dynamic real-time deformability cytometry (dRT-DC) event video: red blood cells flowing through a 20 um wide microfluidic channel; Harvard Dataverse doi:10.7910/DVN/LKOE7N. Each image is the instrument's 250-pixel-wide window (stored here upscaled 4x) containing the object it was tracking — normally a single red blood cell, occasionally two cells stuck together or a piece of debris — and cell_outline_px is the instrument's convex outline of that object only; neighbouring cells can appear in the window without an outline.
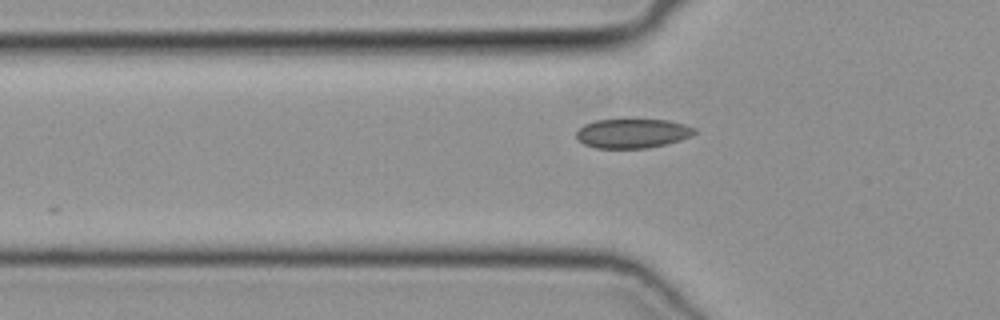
{"species": "common noctule bat (a hibernating species)", "species_latin": "Nyctalus noctula", "temperature_condition": "cold", "stored_images_in_passage": 9, "camera_frame_rate_fps": 3000, "um_per_image_px": 0.085, "animal": {"sex": "female", "body_mass_g": 19.3, "forearm_length_mm": 54.1}, "frame": {"image": 1, "passage_image": 3, "time_ms": 0.667, "image_size_px": [1000, 320], "cell_outline_px": [[696, 132], [680, 140], [648, 148], [596, 148], [584, 144], [576, 136], [576, 132], [584, 124], [596, 120], [668, 120], [684, 124], [696, 128]], "centroid_in_image_um": [53.75, 11.34], "position_along_channel_um": 72.1, "area_um2": 19.94}}
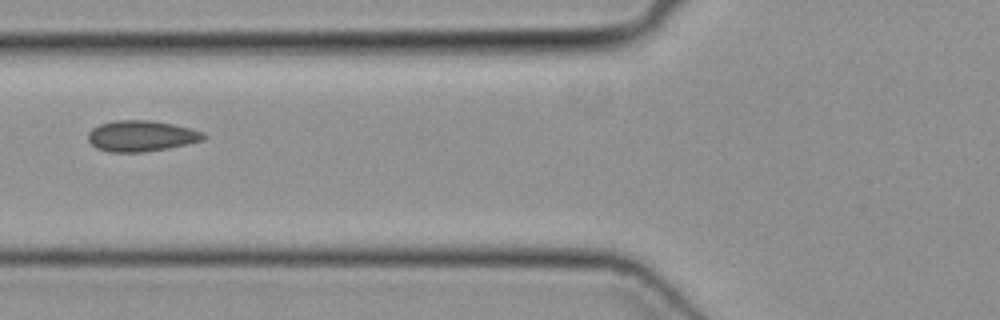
{"frame": {"image": 2, "passage_image": 6, "time_ms": 1.667, "image_size_px": [1000, 320], "cell_outline_px": [[208, 136], [204, 140], [188, 144], [168, 148], [144, 152], [108, 152], [96, 148], [88, 140], [88, 132], [92, 128], [100, 124], [116, 120], [152, 120], [172, 124], [204, 132]], "centroid_in_image_um": [12.02, 11.56], "position_along_channel_um": 113.8, "area_um2": 20.92}}